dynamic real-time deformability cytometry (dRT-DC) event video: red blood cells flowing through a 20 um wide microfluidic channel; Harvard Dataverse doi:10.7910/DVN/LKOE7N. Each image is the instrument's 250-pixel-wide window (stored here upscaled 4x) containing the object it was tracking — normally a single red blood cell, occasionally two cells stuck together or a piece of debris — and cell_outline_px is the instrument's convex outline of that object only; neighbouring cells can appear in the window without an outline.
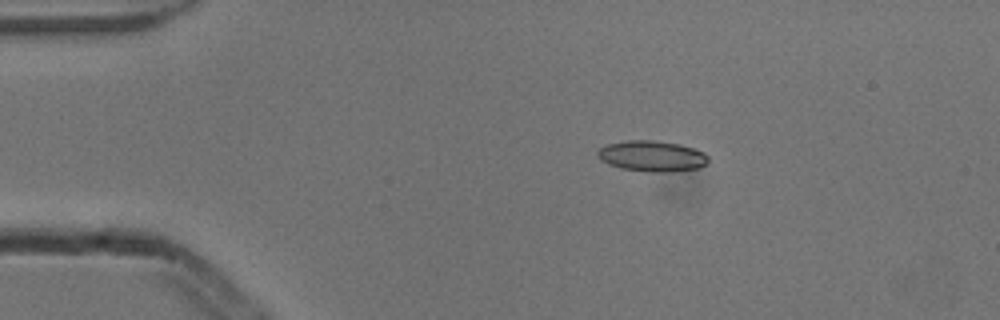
{"species": "common noctule bat (a hibernating species)", "species_latin": "Nyctalus noctula", "temperature_condition": "cold", "stored_images_in_passage": 6, "camera_frame_rate_fps": 3000, "um_per_image_px": 0.085, "animal": {"sex": "male", "body_mass_g": 13.3}, "frame": {"image": 1, "passage_image": 3, "time_ms": 0.667, "image_size_px": [1000, 320], "cell_outline_px": [[708, 164], [696, 168], [672, 172], [652, 172], [620, 168], [608, 164], [600, 160], [596, 156], [596, 152], [600, 148], [608, 144], [628, 140], [652, 140], [680, 144], [704, 152], [708, 156]], "centroid_in_image_um": [55.4, 13.27], "position_along_channel_um": 29.6, "area_um2": 19.94}}
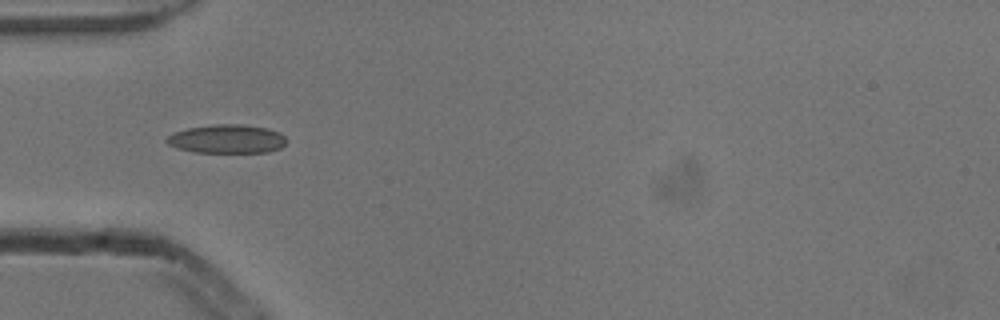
{"frame": {"image": 2, "passage_image": 5, "time_ms": 1.333, "image_size_px": [1000, 320], "cell_outline_px": [[288, 140], [280, 148], [268, 152], [196, 152], [176, 148], [168, 144], [164, 140], [172, 132], [188, 128], [216, 124], [240, 124], [268, 128], [280, 132]], "centroid_in_image_um": [19.29, 11.8], "position_along_channel_um": 65.7, "area_um2": 20.11}}
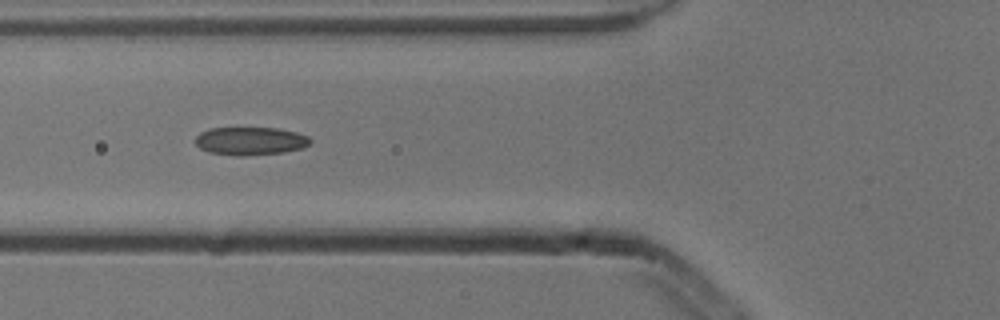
{"frame": {"image": 3, "passage_image": 6, "time_ms": 1.667, "image_size_px": [1000, 320], "cell_outline_px": [[312, 140], [308, 144], [300, 148], [284, 152], [244, 156], [236, 156], [208, 152], [200, 148], [196, 144], [196, 136], [200, 132], [208, 128], [276, 128], [296, 132], [308, 136]], "centroid_in_image_um": [21.25, 11.98], "position_along_channel_um": 104.6, "area_um2": 18.79}}